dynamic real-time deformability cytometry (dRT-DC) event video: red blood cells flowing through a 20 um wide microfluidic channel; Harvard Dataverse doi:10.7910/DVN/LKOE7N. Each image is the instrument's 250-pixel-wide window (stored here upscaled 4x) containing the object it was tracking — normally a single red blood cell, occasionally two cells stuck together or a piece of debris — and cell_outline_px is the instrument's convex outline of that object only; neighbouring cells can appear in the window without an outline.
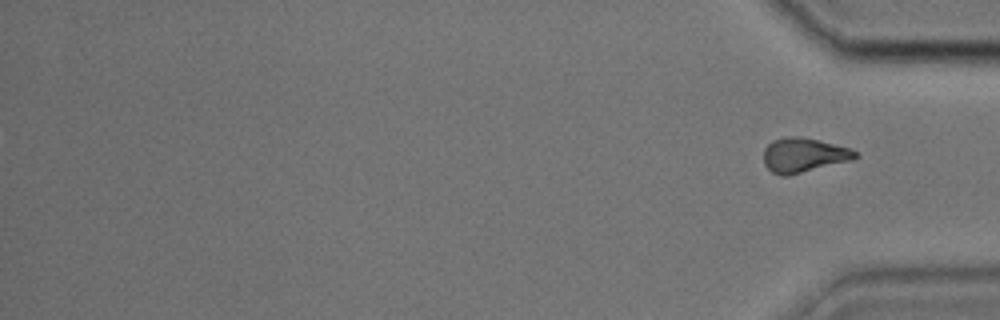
{"species": "common noctule bat (a hibernating species)", "species_latin": "Nyctalus noctula", "temperature_condition": "cold", "stored_images_in_passage": 43, "segment_of_instrument_passage": [2, 2], "camera_frame_rate_fps": 3000, "um_per_image_px": 0.085, "animal": {"sex": "male", "body_mass_g": 17.9, "forearm_length_mm": 54.2}, "frame": {"image": 1, "passage_image": 43, "time_ms": 14.0, "image_size_px": [1000, 320], "cell_outline_px": [[860, 156], [852, 160], [788, 176], [784, 176], [772, 172], [764, 164], [764, 148], [772, 140], [788, 136], [800, 136], [852, 148]], "centroid_in_image_um": [68.32, 13.18], "position_along_channel_um": 366.9, "area_um2": 18.5}}